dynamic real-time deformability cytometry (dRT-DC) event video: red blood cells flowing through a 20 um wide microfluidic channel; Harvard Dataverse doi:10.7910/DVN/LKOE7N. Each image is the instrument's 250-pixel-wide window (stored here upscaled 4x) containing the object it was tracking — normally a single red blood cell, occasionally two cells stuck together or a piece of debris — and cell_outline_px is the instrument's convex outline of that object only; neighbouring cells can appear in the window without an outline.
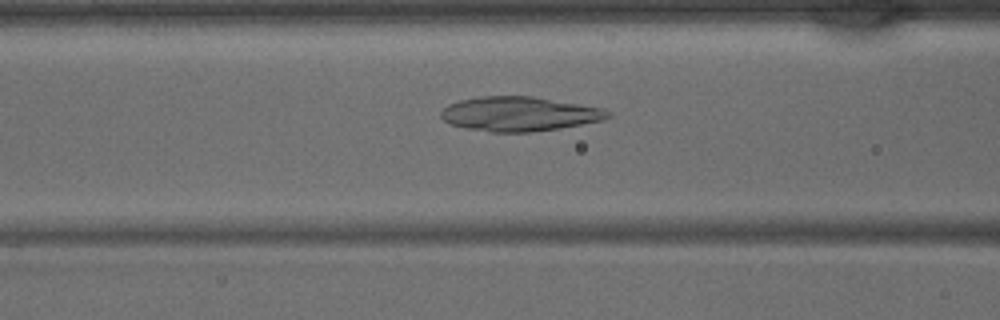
{"species": "common noctule bat (a hibernating species)", "species_latin": "Nyctalus noctula", "temperature_condition": "warm", "stored_images_in_passage": 41, "camera_frame_rate_fps": 3000, "um_per_image_px": 0.085, "animal": {"sex": "male", "body_mass_g": 15.6}, "frame": {"image": 1, "passage_image": 16, "time_ms": 5.0, "image_size_px": [1000, 320], "cell_outline_px": [[612, 116], [604, 120], [560, 128], [532, 132], [492, 132], [464, 128], [448, 124], [440, 116], [440, 112], [448, 104], [460, 100], [480, 96], [532, 96], [604, 108]], "centroid_in_image_um": [44.12, 9.68], "position_along_channel_um": 122.5, "area_um2": 33.64}}
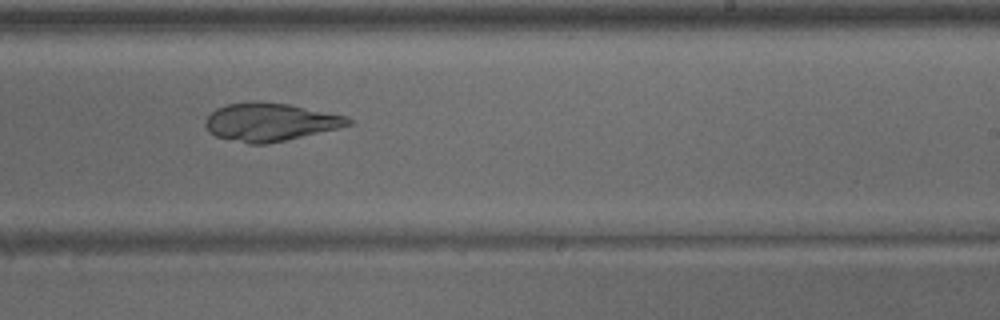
{"frame": {"image": 2, "passage_image": 25, "time_ms": 8.0, "image_size_px": [1000, 320], "cell_outline_px": [[352, 124], [340, 128], [284, 140], [264, 144], [248, 144], [216, 136], [208, 132], [204, 124], [204, 120], [216, 108], [228, 104], [260, 100], [288, 104], [348, 116], [352, 120]], "centroid_in_image_um": [22.95, 10.36], "position_along_channel_um": 266.0, "area_um2": 31.73}}
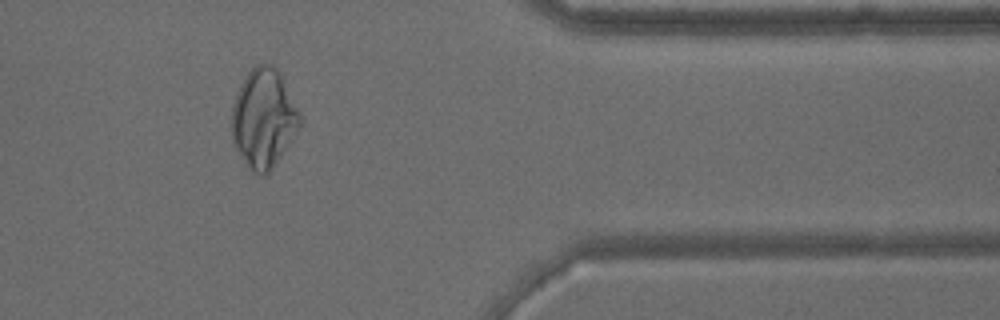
{"frame": {"image": 3, "passage_image": 34, "time_ms": 11.0, "image_size_px": [1000, 320], "cell_outline_px": [[300, 128], [268, 172], [264, 176], [260, 176], [252, 172], [248, 168], [236, 148], [232, 140], [232, 108], [236, 92], [244, 76], [256, 64], [268, 64], [276, 68], [280, 72], [300, 112]], "centroid_in_image_um": [22.4, 10.04], "position_along_channel_um": 389.0, "area_um2": 39.13}}